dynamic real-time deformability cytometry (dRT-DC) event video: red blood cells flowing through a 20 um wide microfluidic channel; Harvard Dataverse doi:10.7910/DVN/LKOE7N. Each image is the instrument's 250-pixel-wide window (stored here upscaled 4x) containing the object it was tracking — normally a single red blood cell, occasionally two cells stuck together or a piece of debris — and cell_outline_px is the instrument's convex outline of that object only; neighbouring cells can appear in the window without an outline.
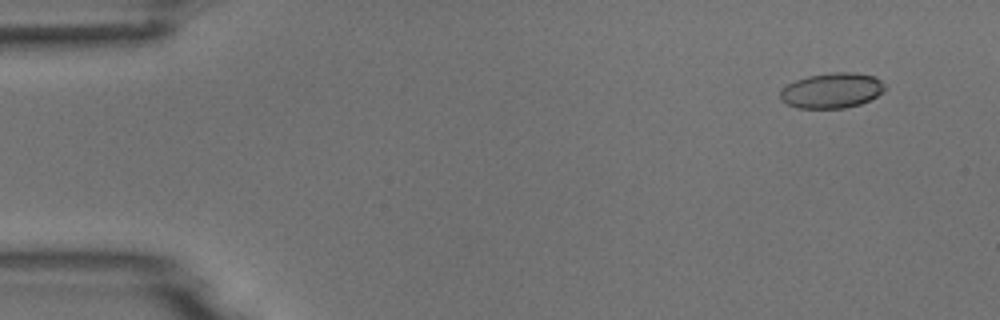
{"species": "common noctule bat (a hibernating species)", "species_latin": "Nyctalus noctula", "temperature_condition": "room temperature", "stored_images_in_passage": 6, "camera_frame_rate_fps": 3000, "um_per_image_px": 0.085, "animal": {"sex": "male", "body_mass_g": 18.8}, "frame": {"image": 1, "passage_image": 2, "time_ms": 1.0, "image_size_px": [1000, 320], "cell_outline_px": [[884, 92], [860, 104], [844, 108], [796, 108], [780, 100], [780, 88], [796, 80], [808, 76], [832, 72], [852, 72], [876, 76], [884, 84]], "centroid_in_image_um": [70.69, 7.69], "position_along_channel_um": 14.3, "area_um2": 21.56}}
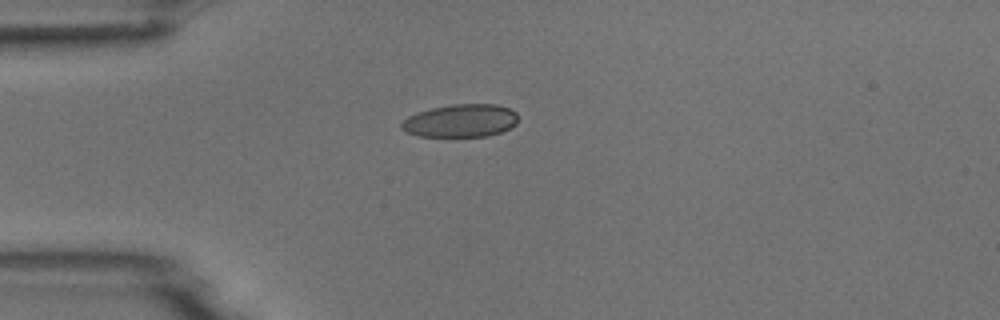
{"frame": {"image": 2, "passage_image": 5, "time_ms": 4.333, "image_size_px": [1000, 320], "cell_outline_px": [[516, 124], [512, 128], [488, 136], [416, 136], [400, 128], [400, 124], [408, 116], [416, 112], [432, 108], [452, 104], [496, 104], [508, 108], [516, 112]], "centroid_in_image_um": [39.14, 10.26], "position_along_channel_um": 45.9, "area_um2": 22.37}}
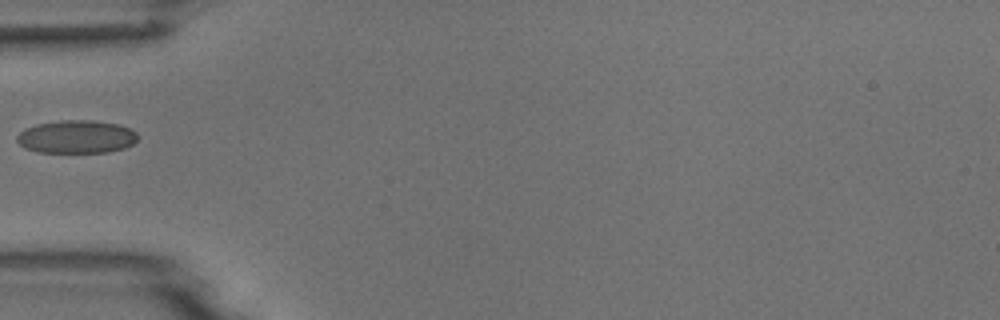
{"frame": {"image": 3, "passage_image": 6, "time_ms": 5.667, "image_size_px": [1000, 320], "cell_outline_px": [[136, 140], [132, 144], [124, 148], [108, 152], [36, 152], [24, 148], [16, 140], [16, 136], [24, 128], [36, 124], [64, 120], [92, 120], [120, 124], [136, 132]], "centroid_in_image_um": [6.47, 11.62], "position_along_channel_um": 78.5, "area_um2": 23.29}}